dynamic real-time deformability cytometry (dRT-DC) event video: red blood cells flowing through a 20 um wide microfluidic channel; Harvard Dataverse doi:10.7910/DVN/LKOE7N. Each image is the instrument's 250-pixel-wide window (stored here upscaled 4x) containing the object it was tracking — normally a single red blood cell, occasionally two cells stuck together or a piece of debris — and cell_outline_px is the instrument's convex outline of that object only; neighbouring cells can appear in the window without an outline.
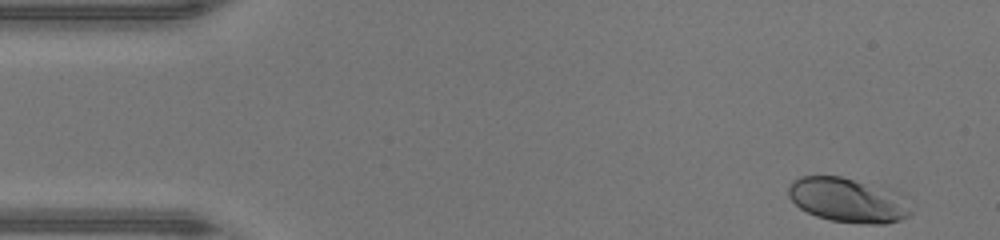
{"species": "human", "species_latin": "Homo sapiens", "temperature_condition": "warm", "stored_images_in_passage": 44, "camera_frame_rate_fps": 3000, "um_per_image_px": 0.085, "donor": {"sex": "male"}, "frame": {"image": 1, "passage_image": 1, "time_ms": 0.0, "image_size_px": [1000, 240], "cell_outline_px": [[912, 212], [908, 216], [900, 220], [884, 224], [872, 224], [832, 220], [816, 216], [800, 208], [788, 196], [788, 188], [792, 180], [800, 176], [840, 176], [896, 192]], "centroid_in_image_um": [72.0, 17.01], "position_along_channel_um": 13.0, "area_um2": 30.98}}
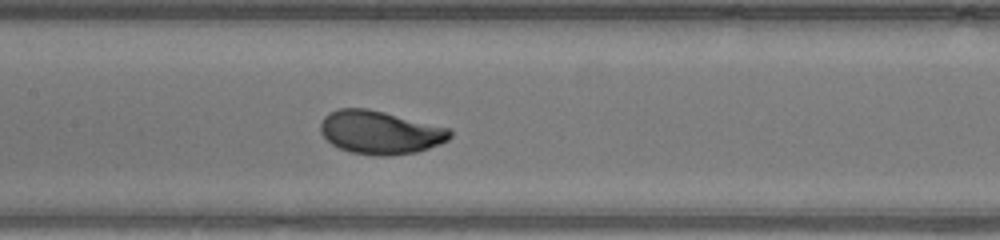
{"frame": {"image": 2, "passage_image": 20, "time_ms": 6.333, "image_size_px": [1000, 240], "cell_outline_px": [[452, 136], [448, 140], [440, 144], [416, 152], [392, 156], [376, 156], [348, 152], [332, 144], [320, 132], [320, 124], [324, 116], [328, 112], [336, 108], [368, 108], [452, 128]], "centroid_in_image_um": [32.32, 11.25], "position_along_channel_um": 175.1, "area_um2": 33.12}}
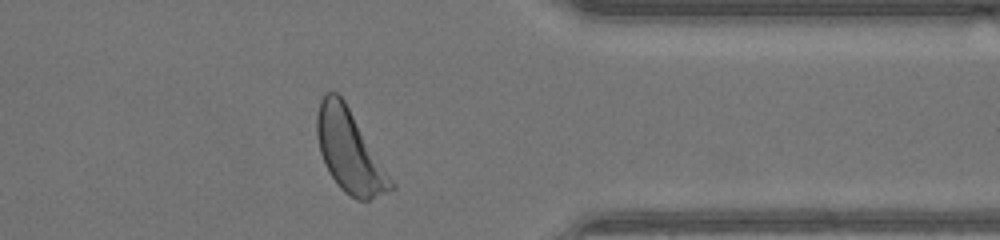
{"frame": {"image": 3, "passage_image": 35, "time_ms": 11.333, "image_size_px": [1000, 240], "cell_outline_px": [[396, 188], [368, 200], [356, 200], [344, 192], [340, 188], [324, 164], [320, 152], [316, 136], [316, 112], [320, 100], [324, 92], [336, 92], [344, 100], [396, 184]], "centroid_in_image_um": [29.7, 12.85], "position_along_channel_um": 381.7, "area_um2": 35.43}, "authors_computed_cell_mechanics": {"area_um2": 32.5125, "velocity_mm_per_s": 4.4089, "shape_relaxation_time_tau1_ms": 3.0506, "shape_relaxation_time_tau2_ms": null, "deformation_change_tau1": 0.1963, "deformation_change_tau2": null}}